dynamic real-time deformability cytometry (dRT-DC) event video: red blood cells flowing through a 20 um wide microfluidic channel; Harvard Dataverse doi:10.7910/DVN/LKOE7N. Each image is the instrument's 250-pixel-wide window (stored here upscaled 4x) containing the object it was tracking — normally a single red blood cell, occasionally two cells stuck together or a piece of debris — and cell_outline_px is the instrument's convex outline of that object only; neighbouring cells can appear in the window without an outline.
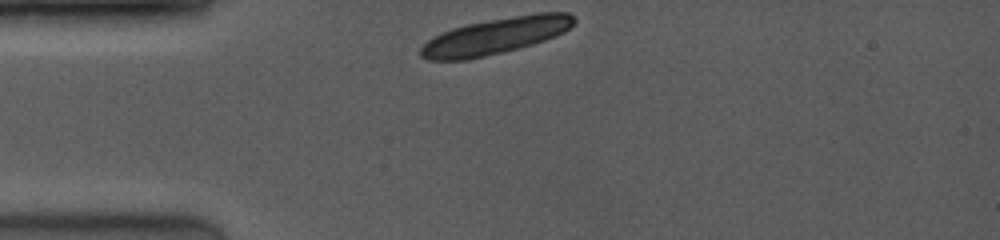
{"species": "common noctule bat (a hibernating species)", "species_latin": "Nyctalus noctula", "temperature_condition": "room temperature", "stored_images_in_passage": 2, "camera_frame_rate_fps": 4000, "um_per_image_px": 0.085, "animal": {"sex": "female", "body_mass_g": 19.0, "forearm_length_mm": 53.3}, "frame": {"image": 1, "passage_image": 1, "time_ms": 0.0, "image_size_px": [1000, 240], "cell_outline_px": [[576, 20], [564, 32], [556, 36], [532, 44], [468, 60], [428, 60], [420, 56], [420, 48], [428, 40], [444, 32], [468, 24], [536, 12], [568, 12]], "centroid_in_image_um": [42.13, 3.06], "position_along_channel_um": 42.9, "area_um2": 31.79}}